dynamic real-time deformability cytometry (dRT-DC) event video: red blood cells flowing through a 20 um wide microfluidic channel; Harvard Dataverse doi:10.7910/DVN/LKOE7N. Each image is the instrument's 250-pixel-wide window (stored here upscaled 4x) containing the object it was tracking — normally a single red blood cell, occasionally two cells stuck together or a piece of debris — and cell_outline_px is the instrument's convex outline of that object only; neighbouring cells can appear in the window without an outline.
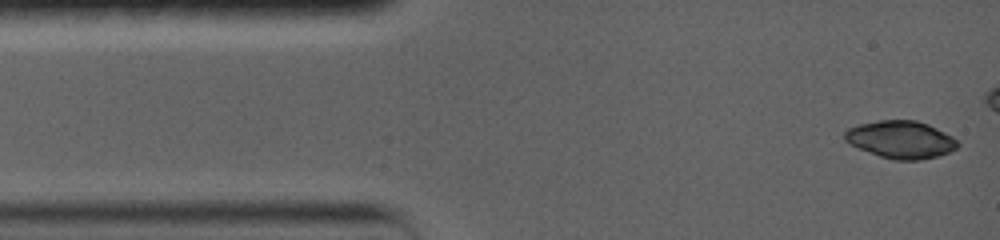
{"species": "common noctule bat (a hibernating species)", "species_latin": "Nyctalus noctula", "temperature_condition": "warm", "stored_images_in_passage": 8, "camera_frame_rate_fps": 5000, "um_per_image_px": 0.085, "animal": {"sex": "female", "body_mass_g": 19.0, "forearm_length_mm": 56.7}, "frame": {"image": 1, "passage_image": 1, "time_ms": 0.0, "image_size_px": [1000, 240], "cell_outline_px": [[960, 144], [956, 148], [948, 152], [936, 156], [920, 160], [892, 160], [880, 156], [860, 148], [844, 140], [844, 132], [848, 128], [860, 124], [880, 120], [916, 120], [928, 124], [952, 136]], "centroid_in_image_um": [76.57, 11.86], "position_along_channel_um": 8.4, "area_um2": 24.45}}